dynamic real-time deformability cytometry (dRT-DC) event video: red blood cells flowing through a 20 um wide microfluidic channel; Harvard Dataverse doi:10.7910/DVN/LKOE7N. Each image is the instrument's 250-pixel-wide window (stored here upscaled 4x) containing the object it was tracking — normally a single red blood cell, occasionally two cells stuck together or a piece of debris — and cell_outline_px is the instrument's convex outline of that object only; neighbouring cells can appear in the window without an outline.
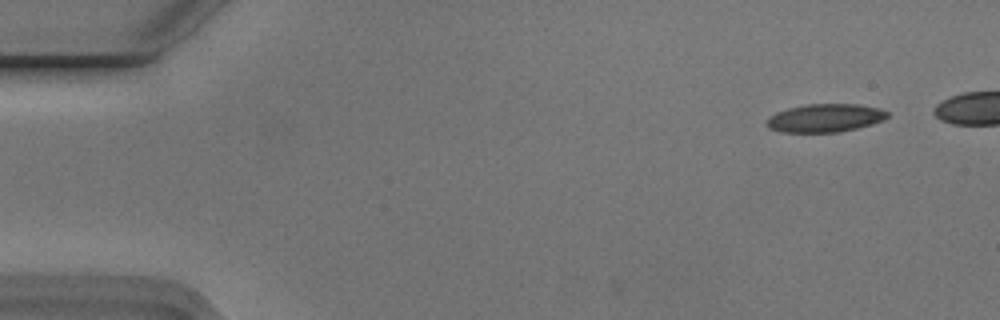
{"species": "Egyptian fruit bat (a non-hibernating species)", "species_latin": "Rousettus aegyptiacus", "temperature_condition": "cold", "stored_images_in_passage": 39, "camera_frame_rate_fps": 3000, "um_per_image_px": 0.085, "animal": {"sex": "male"}, "frame": {"image": 1, "passage_image": 1, "time_ms": 0.0, "image_size_px": [1000, 320], "cell_outline_px": [[888, 116], [884, 120], [872, 124], [840, 132], [780, 132], [768, 128], [768, 116], [776, 112], [788, 108], [808, 104], [856, 104], [880, 108], [888, 112]], "centroid_in_image_um": [70.14, 10.03], "position_along_channel_um": 14.9, "area_um2": 19.83}}
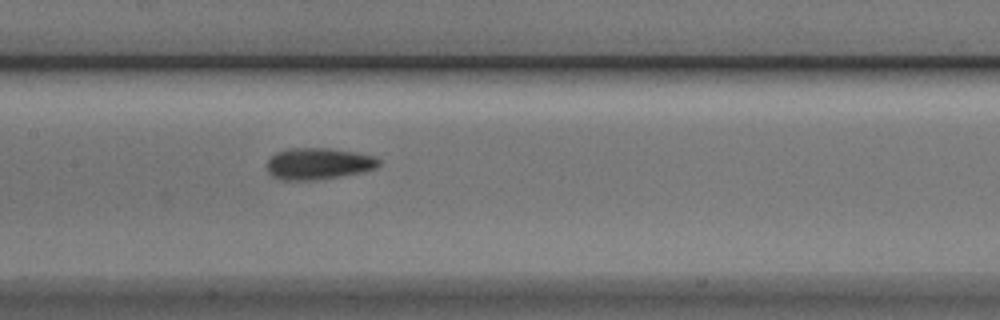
{"frame": {"image": 2, "passage_image": 23, "time_ms": 7.333, "image_size_px": [1000, 320], "cell_outline_px": [[380, 164], [376, 168], [364, 172], [340, 176], [312, 180], [280, 180], [272, 176], [268, 172], [268, 160], [276, 152], [288, 148], [328, 148], [356, 152], [376, 156], [380, 160]], "centroid_in_image_um": [27.09, 13.91], "position_along_channel_um": 180.3, "area_um2": 20.69}}
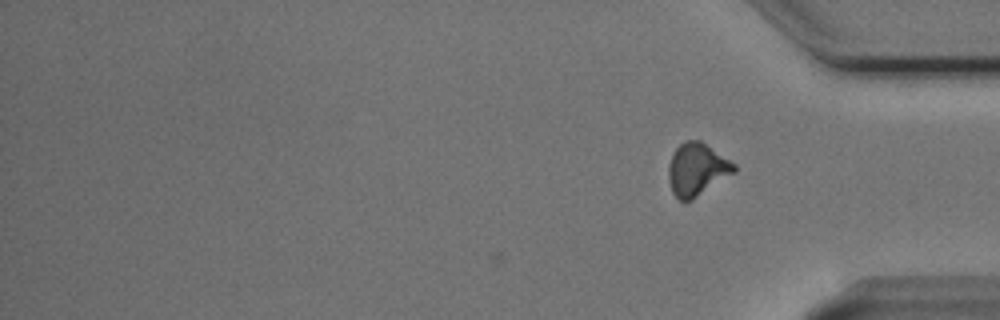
{"frame": {"image": 3, "passage_image": 39, "time_ms": 12.667, "image_size_px": [1000, 320], "cell_outline_px": [[736, 172], [692, 200], [680, 200], [672, 192], [668, 180], [668, 164], [672, 152], [684, 140], [700, 140], [736, 164]], "centroid_in_image_um": [59.23, 14.39], "position_along_channel_um": 376.0, "area_um2": 20.23}, "authors_computed_cell_mechanics": {"area_um2": 20.4612, "velocity_mm_per_s": 3.7644, "shape_relaxation_time_tau1_ms": 2.3671, "shape_relaxation_time_tau2_ms": 2.0058, "deformation_change_tau1": 0.1251, "deformation_change_tau2": 0.0897}}